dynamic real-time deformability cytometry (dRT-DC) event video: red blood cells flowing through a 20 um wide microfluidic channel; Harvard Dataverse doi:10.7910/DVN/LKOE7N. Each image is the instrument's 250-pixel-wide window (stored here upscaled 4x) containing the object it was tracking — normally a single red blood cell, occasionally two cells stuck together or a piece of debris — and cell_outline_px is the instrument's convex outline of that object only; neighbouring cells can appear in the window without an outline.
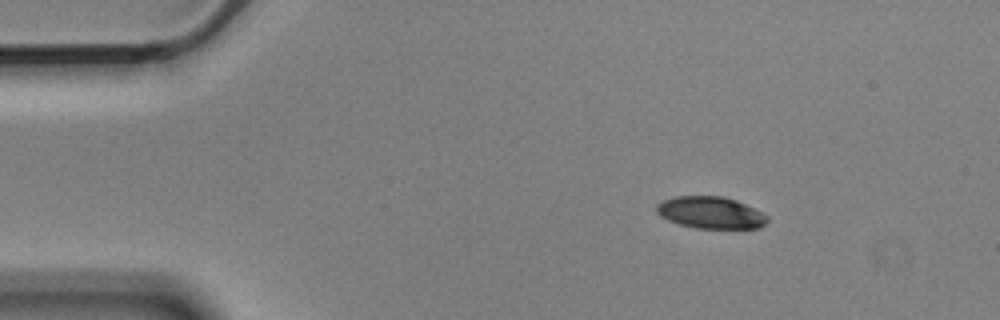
{"species": "Egyptian fruit bat (a non-hibernating species)", "species_latin": "Rousettus aegyptiacus", "temperature_condition": "cold", "stored_images_in_passage": 5, "camera_frame_rate_fps": 3000, "um_per_image_px": 0.085, "animal": {"sex": "male"}, "frame": {"image": 1, "passage_image": 2, "time_ms": 0.333, "image_size_px": [1000, 320], "cell_outline_px": [[768, 220], [760, 228], [696, 228], [680, 224], [668, 220], [660, 216], [656, 212], [656, 204], [664, 200], [676, 196], [724, 196], [736, 200], [768, 216]], "centroid_in_image_um": [60.38, 18.07], "position_along_channel_um": 24.6, "area_um2": 20.46}}
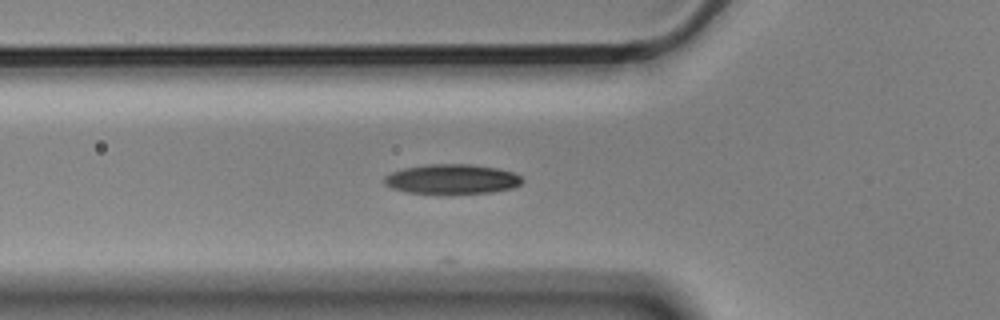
{"frame": {"image": 2, "passage_image": 5, "time_ms": 1.333, "image_size_px": [1000, 320], "cell_outline_px": [[524, 180], [520, 184], [512, 188], [492, 192], [408, 192], [392, 188], [384, 184], [384, 176], [392, 172], [404, 168], [428, 164], [472, 164], [496, 168], [512, 172], [520, 176]], "centroid_in_image_um": [38.41, 15.2], "position_along_channel_um": 87.4, "area_um2": 23.35}}